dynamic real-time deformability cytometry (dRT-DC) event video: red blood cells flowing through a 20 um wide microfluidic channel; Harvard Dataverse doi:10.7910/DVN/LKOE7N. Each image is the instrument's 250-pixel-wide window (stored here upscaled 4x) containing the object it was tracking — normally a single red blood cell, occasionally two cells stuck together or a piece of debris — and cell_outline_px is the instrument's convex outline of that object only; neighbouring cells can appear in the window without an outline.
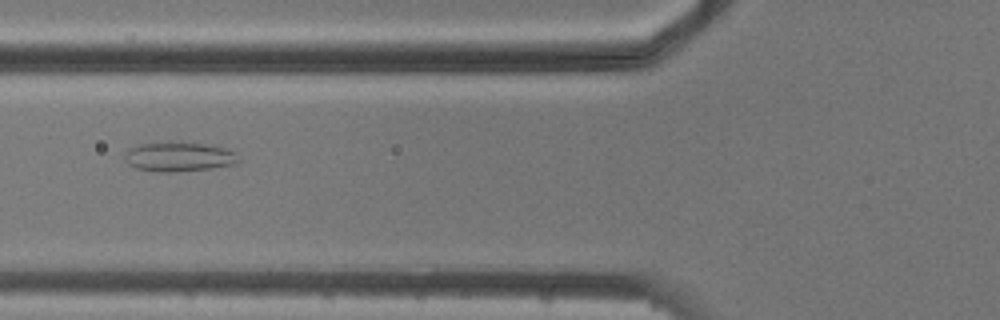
{"species": "common noctule bat (a hibernating species)", "species_latin": "Nyctalus noctula", "temperature_condition": "cold", "stored_images_in_passage": 6, "camera_frame_rate_fps": 3000, "um_per_image_px": 0.085, "animal": {"sex": "male", "body_mass_g": 20.5, "forearm_length_mm": 52.5}, "frame": {"image": 1, "passage_image": 6, "time_ms": 6.667, "image_size_px": [1000, 320], "cell_outline_px": [[240, 160], [236, 164], [212, 168], [172, 172], [160, 172], [136, 168], [128, 164], [124, 160], [124, 152], [140, 144], [204, 144], [224, 148], [236, 152]], "centroid_in_image_um": [15.22, 13.36], "position_along_channel_um": 110.6, "area_um2": 18.96}}